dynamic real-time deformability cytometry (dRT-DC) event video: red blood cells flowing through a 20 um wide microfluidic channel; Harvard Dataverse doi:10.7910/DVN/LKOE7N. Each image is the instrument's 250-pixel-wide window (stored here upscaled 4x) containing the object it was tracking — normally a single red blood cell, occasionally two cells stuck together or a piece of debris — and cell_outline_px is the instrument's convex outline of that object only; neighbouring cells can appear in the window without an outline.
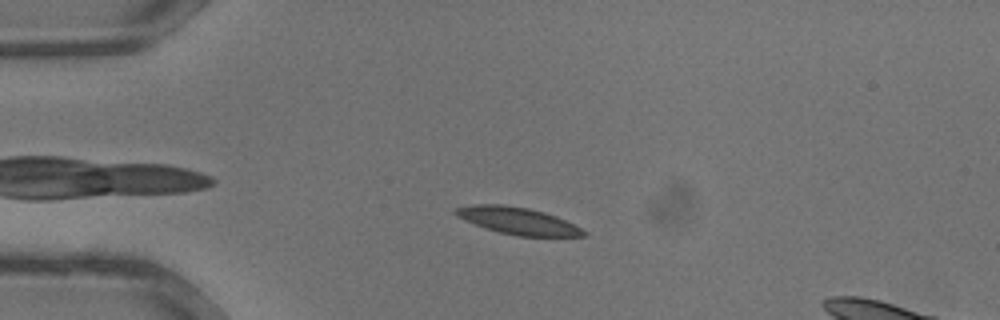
{"species": "common noctule bat (a hibernating species)", "species_latin": "Nyctalus noctula", "temperature_condition": "warm", "stored_images_in_passage": 26, "camera_frame_rate_fps": 3000, "um_per_image_px": 0.085, "animal": {"sex": "male", "body_mass_g": 13.3}, "frame": {"image": 1, "passage_image": 4, "time_ms": 1.0, "image_size_px": [1000, 320], "cell_outline_px": [[588, 236], [520, 236], [500, 232], [484, 228], [464, 220], [456, 216], [452, 212], [456, 208], [472, 204], [504, 204], [528, 208], [544, 212], [556, 216], [588, 232]], "centroid_in_image_um": [43.98, 18.76], "position_along_channel_um": 41.0, "area_um2": 20.11}}
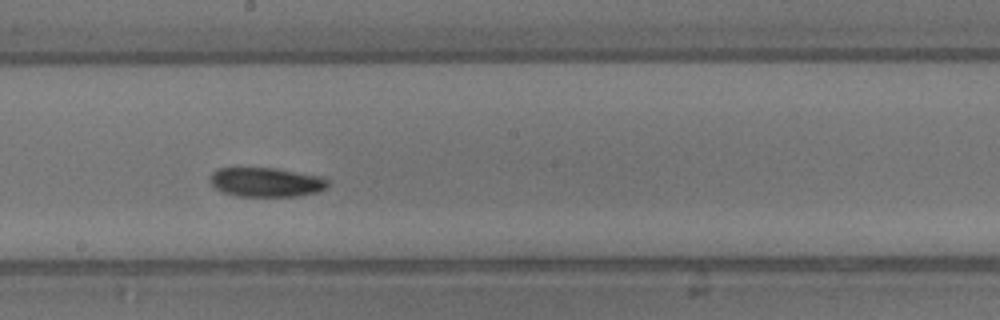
{"frame": {"image": 2, "passage_image": 15, "time_ms": 4.667, "image_size_px": [1000, 320], "cell_outline_px": [[328, 188], [316, 192], [296, 196], [236, 196], [224, 192], [216, 188], [208, 180], [212, 172], [220, 168], [272, 168], [320, 176], [328, 180]], "centroid_in_image_um": [22.61, 15.49], "position_along_channel_um": 225.6, "area_um2": 19.94}}
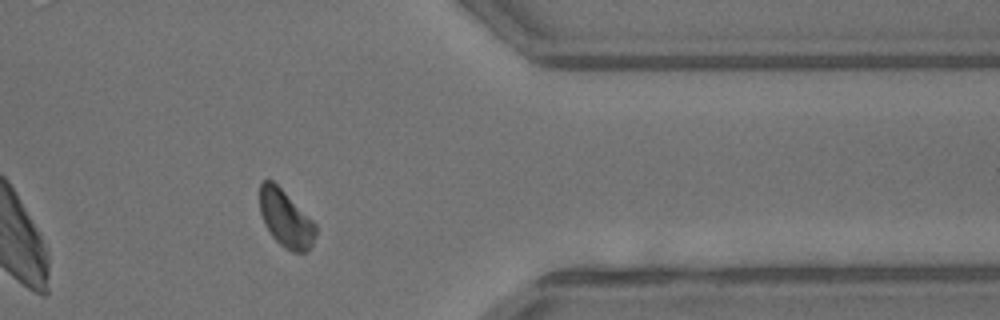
{"frame": {"image": 3, "passage_image": 24, "time_ms": 7.667, "image_size_px": [1000, 320], "cell_outline_px": [[316, 236], [308, 252], [292, 252], [284, 248], [272, 236], [264, 224], [260, 212], [260, 184], [264, 180], [272, 180], [316, 224]], "centroid_in_image_um": [24.29, 18.62], "position_along_channel_um": 387.1, "area_um2": 18.38}}